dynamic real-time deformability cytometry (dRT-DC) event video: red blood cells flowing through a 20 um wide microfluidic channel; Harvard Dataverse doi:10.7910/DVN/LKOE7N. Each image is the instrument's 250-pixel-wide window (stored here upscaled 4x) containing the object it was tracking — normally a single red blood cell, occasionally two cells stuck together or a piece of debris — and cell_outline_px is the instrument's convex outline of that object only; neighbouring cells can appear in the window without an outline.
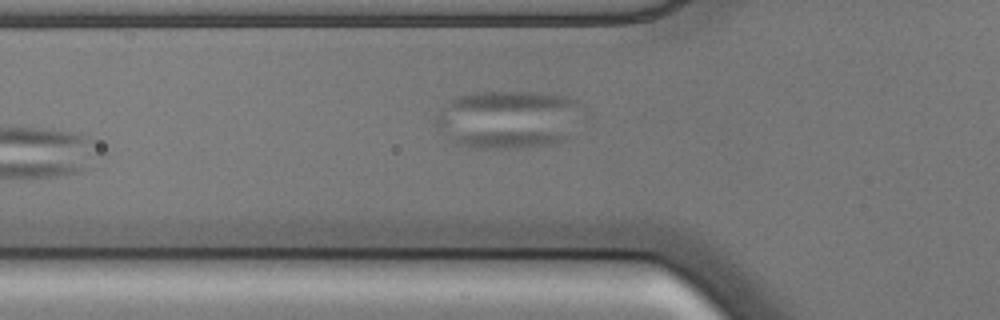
{"species": "common noctule bat (a hibernating species)", "species_latin": "Nyctalus noctula", "temperature_condition": "cold", "stored_images_in_passage": 37, "camera_frame_rate_fps": 3000, "um_per_image_px": 0.085, "animal": {"sex": "male", "body_mass_g": 17.9, "forearm_length_mm": 54.2}, "frame": {"image": 1, "passage_image": 2, "time_ms": 0.333, "image_size_px": [1000, 320], "cell_outline_px": [[568, 140], [556, 144], [524, 148], [468, 148], [456, 144], [456, 136], [476, 132], [552, 132], [568, 136]], "centroid_in_image_um": [43.29, 11.88], "position_along_channel_um": 82.5, "area_um2": 11.27}}